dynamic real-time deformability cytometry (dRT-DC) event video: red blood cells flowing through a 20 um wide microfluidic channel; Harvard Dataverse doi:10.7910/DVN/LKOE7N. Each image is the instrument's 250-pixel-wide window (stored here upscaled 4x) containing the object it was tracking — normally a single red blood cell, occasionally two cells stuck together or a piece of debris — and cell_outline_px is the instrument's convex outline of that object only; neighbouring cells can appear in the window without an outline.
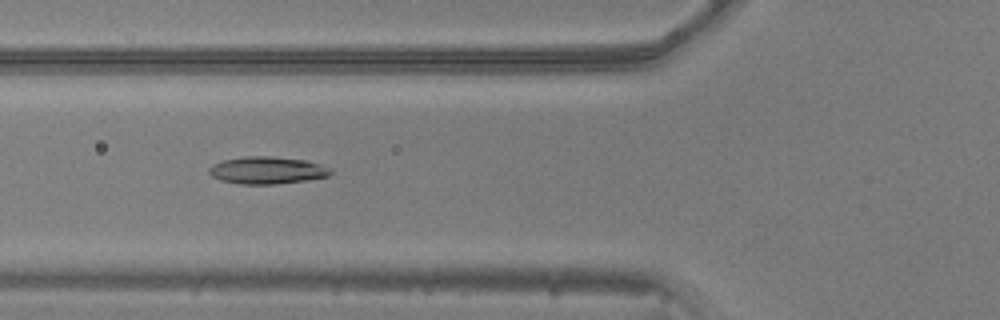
{"species": "common noctule bat (a hibernating species)", "species_latin": "Nyctalus noctula", "temperature_condition": "warm", "stored_images_in_passage": 28, "camera_frame_rate_fps": 3000, "um_per_image_px": 0.085, "animal": {"sex": "male", "body_mass_g": 20.5, "forearm_length_mm": 52.5}, "frame": {"image": 1, "passage_image": 8, "time_ms": 2.333, "image_size_px": [1000, 320], "cell_outline_px": [[324, 172], [320, 176], [296, 180], [232, 180], [232, 160], [292, 160], [308, 164]], "centroid_in_image_um": [23.18, 14.47], "position_along_channel_um": 102.6, "area_um2": 11.62}}
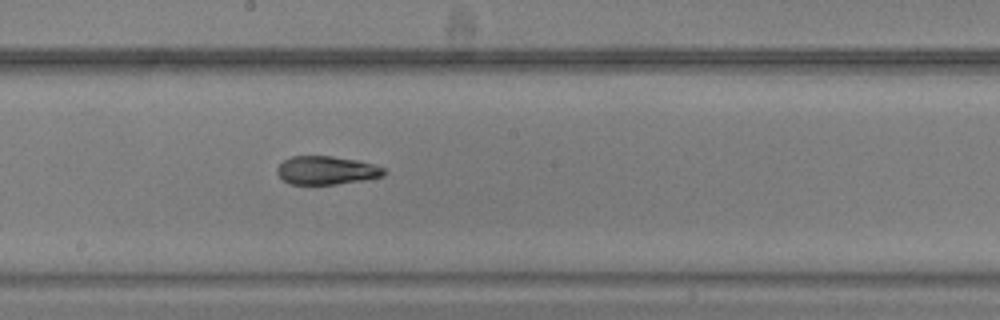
{"frame": {"image": 2, "passage_image": 17, "time_ms": 5.333, "image_size_px": [1000, 320], "cell_outline_px": [[380, 172], [376, 176], [324, 184], [300, 184], [288, 180], [284, 176], [308, 156], [320, 156], [344, 160], [364, 164]], "centroid_in_image_um": [27.91, 14.54], "position_along_channel_um": 220.3, "area_um2": 12.95}}
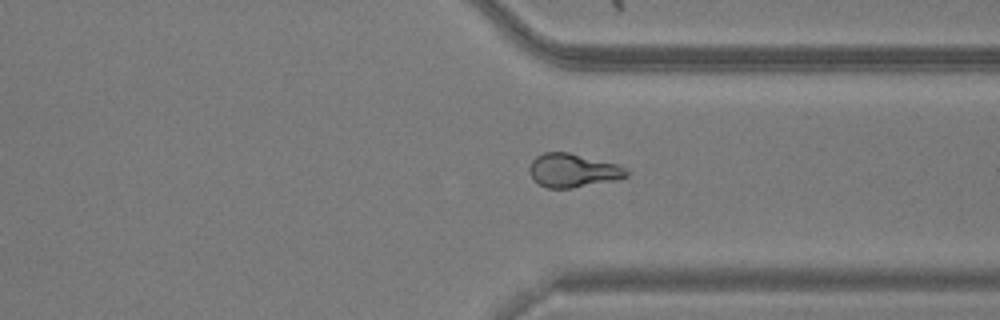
{"frame": {"image": 3, "passage_image": 28, "time_ms": 9.0, "image_size_px": [1000, 320], "cell_outline_px": [[624, 176], [556, 188], [544, 184], [556, 152], [560, 152], [604, 164]], "centroid_in_image_um": [49.02, 14.56], "position_along_channel_um": 362.4, "area_um2": 11.79}}